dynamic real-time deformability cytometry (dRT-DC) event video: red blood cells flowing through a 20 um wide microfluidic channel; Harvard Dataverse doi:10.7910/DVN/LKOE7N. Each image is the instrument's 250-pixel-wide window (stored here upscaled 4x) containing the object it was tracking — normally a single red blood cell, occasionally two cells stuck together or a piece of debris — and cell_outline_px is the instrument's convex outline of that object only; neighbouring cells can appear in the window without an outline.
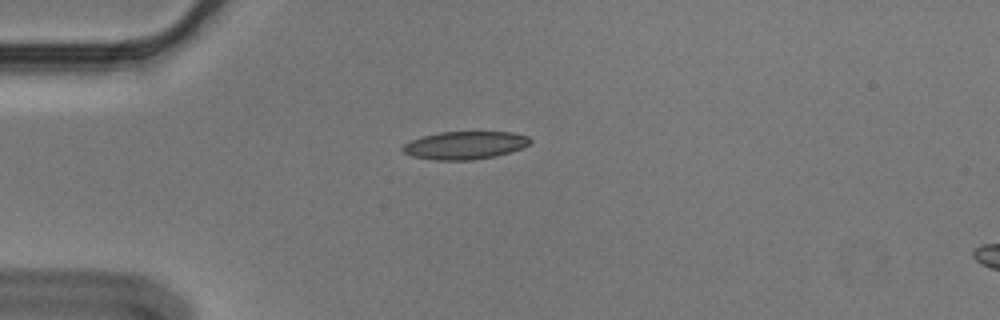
{"species": "Egyptian fruit bat (a non-hibernating species)", "species_latin": "Rousettus aegyptiacus", "temperature_condition": "cold", "stored_images_in_passage": 5, "camera_frame_rate_fps": 3000, "um_per_image_px": 0.085, "animal": {"sex": "male"}, "frame": {"image": 1, "passage_image": 2, "time_ms": 0.333, "image_size_px": [1000, 320], "cell_outline_px": [[532, 140], [528, 144], [520, 148], [496, 156], [472, 160], [432, 160], [412, 156], [404, 152], [400, 148], [404, 144], [412, 140], [424, 136], [440, 132], [512, 132], [528, 136]], "centroid_in_image_um": [39.5, 12.35], "position_along_channel_um": 45.5, "area_um2": 20.58}}